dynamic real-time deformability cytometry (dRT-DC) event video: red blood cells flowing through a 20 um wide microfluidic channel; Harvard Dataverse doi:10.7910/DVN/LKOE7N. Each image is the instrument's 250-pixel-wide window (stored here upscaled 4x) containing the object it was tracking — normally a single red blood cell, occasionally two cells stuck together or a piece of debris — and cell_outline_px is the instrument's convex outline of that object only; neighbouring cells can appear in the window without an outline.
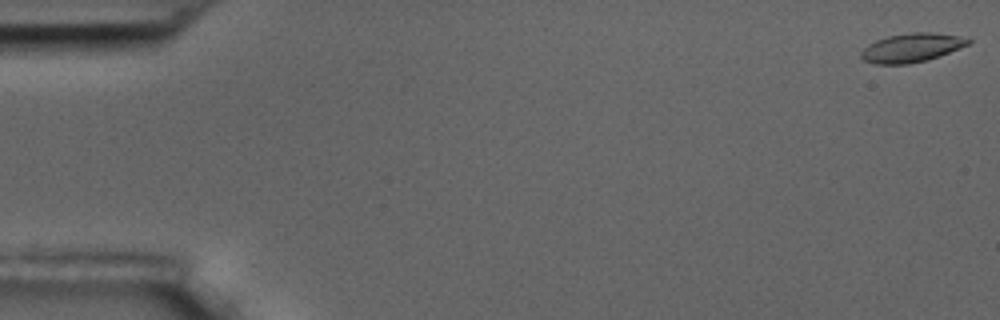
{"species": "common noctule bat (a hibernating species)", "species_latin": "Nyctalus noctula", "temperature_condition": "room temperature", "stored_images_in_passage": 57, "camera_frame_rate_fps": 3000, "um_per_image_px": 0.085, "animal": {"sex": "male", "body_mass_g": 17.5, "forearm_length_mm": 52.3}, "frame": {"image": 1, "passage_image": 1, "time_ms": 0.0, "image_size_px": [1000, 320], "cell_outline_px": [[972, 40], [968, 44], [928, 60], [908, 64], [876, 64], [864, 60], [860, 56], [860, 52], [868, 44], [876, 40], [888, 36], [912, 32], [932, 32], [960, 36]], "centroid_in_image_um": [77.45, 4.05], "position_along_channel_um": 7.5, "area_um2": 17.86}}
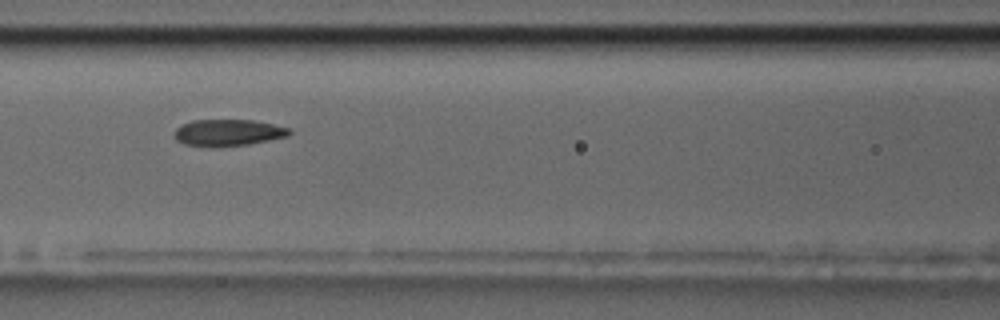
{"frame": {"image": 2, "passage_image": 25, "time_ms": 8.0, "image_size_px": [1000, 320], "cell_outline_px": [[292, 132], [288, 136], [248, 144], [184, 144], [176, 140], [172, 136], [176, 128], [180, 124], [192, 120], [252, 120], [272, 124], [288, 128]], "centroid_in_image_um": [19.36, 11.23], "position_along_channel_um": 147.2, "area_um2": 17.11}}
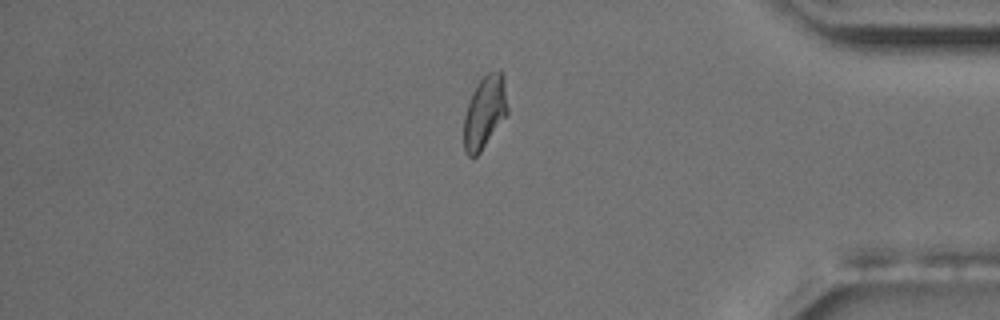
{"frame": {"image": 3, "passage_image": 48, "time_ms": 15.667, "image_size_px": [1000, 320], "cell_outline_px": [[508, 112], [480, 152], [476, 156], [468, 156], [464, 152], [464, 116], [472, 92], [480, 80], [488, 72], [500, 68], [504, 80], [508, 108]], "centroid_in_image_um": [41.19, 9.51], "position_along_channel_um": 394.0, "area_um2": 18.32}, "authors_computed_cell_mechanics": {"area_um2": 18.1492, "velocity_mm_per_s": 3.5711, "shape_relaxation_time_tau1_ms": 5.1575, "shape_relaxation_time_tau2_ms": 2.7746, "deformation_change_tau1": 0.1426, "deformation_change_tau2": 0.0935}}